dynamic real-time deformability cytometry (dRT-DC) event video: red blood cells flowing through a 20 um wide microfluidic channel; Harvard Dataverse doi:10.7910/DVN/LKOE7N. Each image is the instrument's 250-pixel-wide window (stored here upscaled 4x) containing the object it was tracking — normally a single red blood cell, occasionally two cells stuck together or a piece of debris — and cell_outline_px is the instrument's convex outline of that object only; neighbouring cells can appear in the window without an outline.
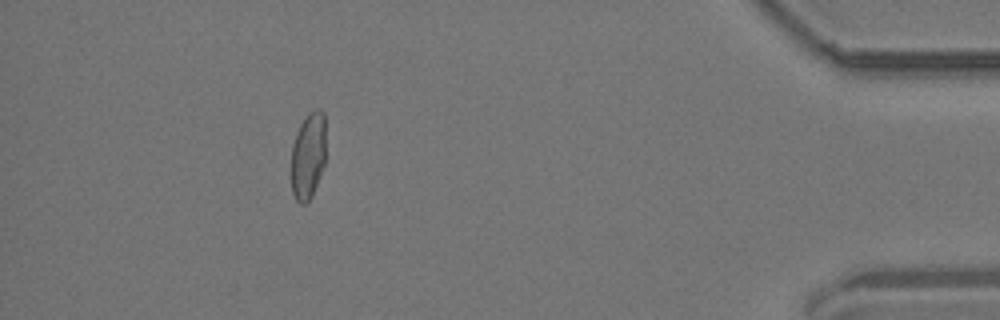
{"species": "common noctule bat (a hibernating species)", "species_latin": "Nyctalus noctula", "temperature_condition": "room temperature", "stored_images_in_passage": 17, "camera_frame_rate_fps": 3000, "um_per_image_px": 0.085, "animal": {"sex": "male", "body_mass_g": 19.2, "forearm_length_mm": 51.8}, "frame": {"image": 1, "passage_image": 15, "time_ms": 17.667, "image_size_px": [1000, 320], "cell_outline_px": [[324, 164], [320, 176], [312, 196], [304, 204], [300, 204], [296, 200], [292, 192], [292, 144], [296, 132], [300, 124], [308, 112], [316, 108], [320, 108], [324, 112]], "centroid_in_image_um": [26.18, 13.21], "position_along_channel_um": 409.0, "area_um2": 17.46}}